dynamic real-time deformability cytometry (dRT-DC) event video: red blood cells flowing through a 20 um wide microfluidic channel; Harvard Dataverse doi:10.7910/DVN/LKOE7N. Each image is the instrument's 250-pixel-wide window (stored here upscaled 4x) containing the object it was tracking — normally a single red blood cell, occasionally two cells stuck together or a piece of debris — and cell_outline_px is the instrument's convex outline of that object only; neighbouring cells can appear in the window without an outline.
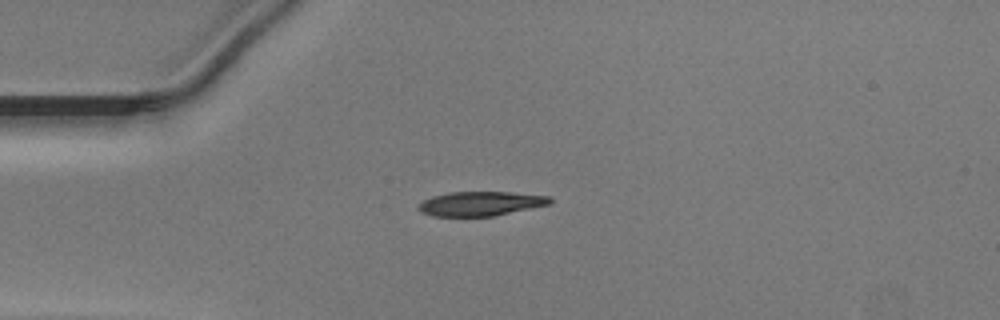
{"species": "Egyptian fruit bat (a non-hibernating species)", "species_latin": "Rousettus aegyptiacus", "temperature_condition": "warm", "stored_images_in_passage": 38, "camera_frame_rate_fps": 3000, "um_per_image_px": 0.085, "animal": {"sex": "male"}, "frame": {"image": 1, "passage_image": 1, "time_ms": 0.0, "image_size_px": [1000, 320], "cell_outline_px": [[552, 204], [492, 216], [432, 216], [420, 212], [416, 208], [424, 200], [432, 196], [448, 192], [512, 192], [552, 196]], "centroid_in_image_um": [40.87, 17.3], "position_along_channel_um": 44.1, "area_um2": 18.79}}
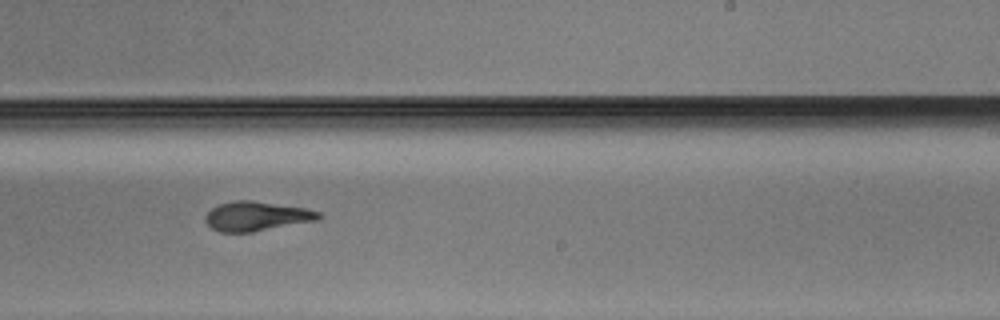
{"frame": {"image": 2, "passage_image": 19, "time_ms": 6.0, "image_size_px": [1000, 320], "cell_outline_px": [[324, 216], [320, 220], [252, 232], [220, 232], [212, 228], [204, 220], [204, 216], [216, 204], [232, 200], [252, 200], [304, 208], [320, 212]], "centroid_in_image_um": [21.81, 18.37], "position_along_channel_um": 267.2, "area_um2": 19.65}}
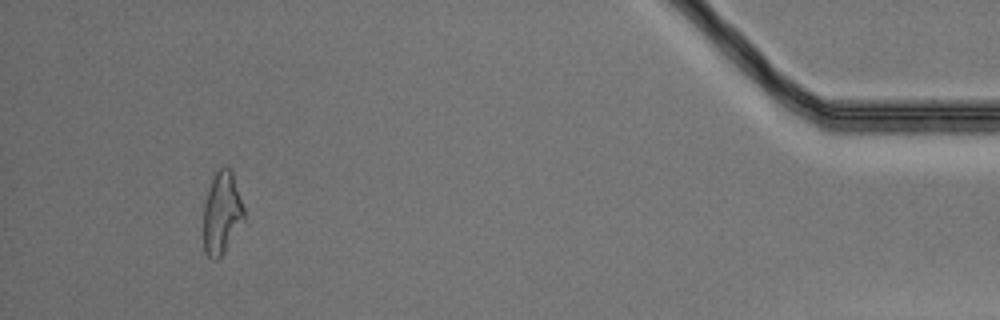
{"frame": {"image": 3, "passage_image": 35, "time_ms": 11.333, "image_size_px": [1000, 320], "cell_outline_px": [[244, 220], [224, 252], [216, 260], [212, 260], [204, 252], [204, 204], [212, 180], [216, 172], [220, 168], [232, 168], [244, 208]], "centroid_in_image_um": [18.87, 18.11], "position_along_channel_um": 416.3, "area_um2": 19.25}}